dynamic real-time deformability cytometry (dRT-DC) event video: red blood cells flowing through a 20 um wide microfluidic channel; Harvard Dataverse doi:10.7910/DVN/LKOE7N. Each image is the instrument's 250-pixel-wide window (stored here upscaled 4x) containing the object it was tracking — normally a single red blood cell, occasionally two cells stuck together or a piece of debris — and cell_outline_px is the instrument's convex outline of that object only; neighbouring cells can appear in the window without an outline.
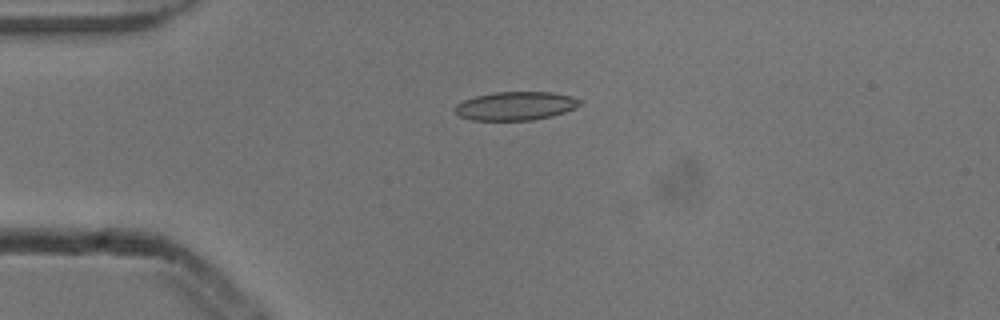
{"species": "common noctule bat (a hibernating species)", "species_latin": "Nyctalus noctula", "temperature_condition": "cold", "stored_images_in_passage": 7, "camera_frame_rate_fps": 3000, "um_per_image_px": 0.085, "animal": {"sex": "male", "body_mass_g": 13.3}, "frame": {"image": 1, "passage_image": 6, "time_ms": 1.667, "image_size_px": [1000, 320], "cell_outline_px": [[580, 104], [576, 108], [552, 116], [532, 120], [472, 120], [460, 116], [452, 108], [456, 104], [464, 100], [476, 96], [496, 92], [552, 92], [572, 96], [580, 100]], "centroid_in_image_um": [43.82, 9.0], "position_along_channel_um": 41.2, "area_um2": 20.75}}